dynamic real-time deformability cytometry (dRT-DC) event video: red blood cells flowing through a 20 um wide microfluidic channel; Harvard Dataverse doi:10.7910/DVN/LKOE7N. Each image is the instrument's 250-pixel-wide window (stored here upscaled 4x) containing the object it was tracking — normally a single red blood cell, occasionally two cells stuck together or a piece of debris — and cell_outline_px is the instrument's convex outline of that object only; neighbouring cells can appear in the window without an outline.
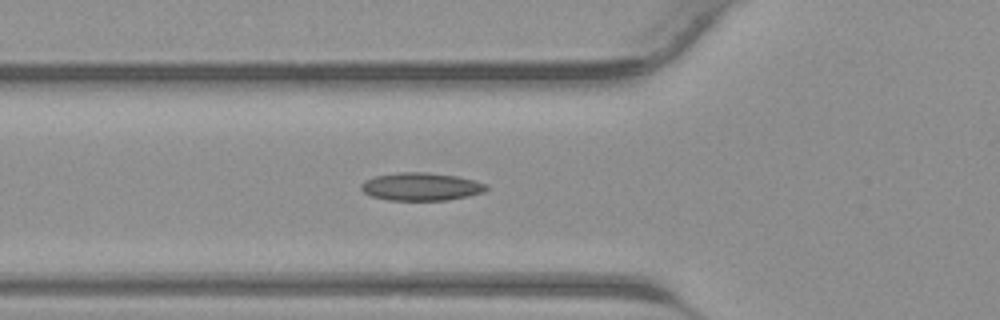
{"species": "common noctule bat (a hibernating species)", "species_latin": "Nyctalus noctula", "temperature_condition": "warm", "stored_images_in_passage": 38, "camera_frame_rate_fps": 3000, "um_per_image_px": 0.085, "animal": {"sex": "male", "body_mass_g": 23.1, "forearm_length_mm": 52.7}, "frame": {"image": 1, "passage_image": 15, "time_ms": 4.667, "image_size_px": [1000, 320], "cell_outline_px": [[488, 188], [484, 192], [468, 196], [448, 200], [388, 200], [372, 196], [364, 192], [360, 188], [360, 184], [364, 180], [376, 176], [396, 172], [424, 172], [456, 176], [488, 184]], "centroid_in_image_um": [35.78, 15.86], "position_along_channel_um": 90.0, "area_um2": 20.35}}
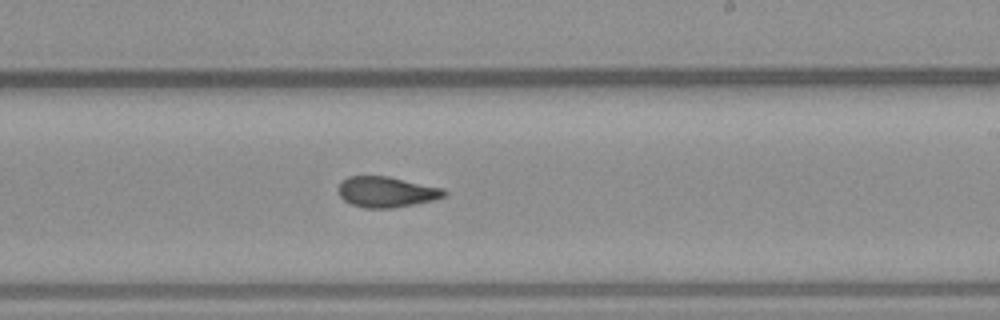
{"frame": {"image": 2, "passage_image": 25, "time_ms": 8.0, "image_size_px": [1000, 320], "cell_outline_px": [[448, 192], [444, 196], [432, 200], [392, 208], [364, 208], [352, 204], [344, 200], [340, 196], [336, 188], [340, 180], [348, 176], [388, 176], [444, 188]], "centroid_in_image_um": [32.8, 16.3], "position_along_channel_um": 256.2, "area_um2": 19.02}}
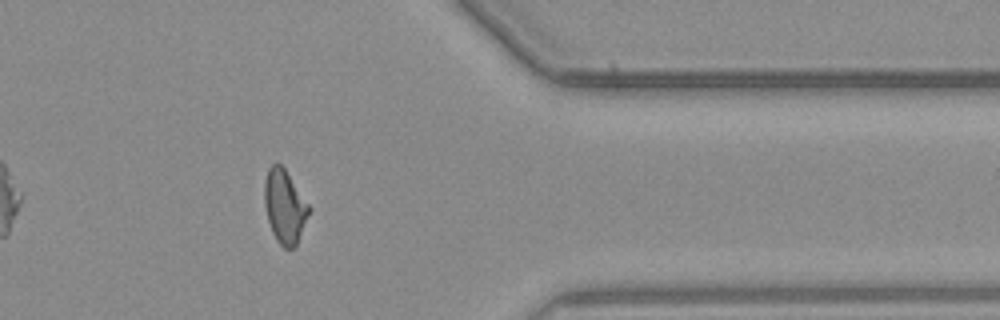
{"frame": {"image": 3, "passage_image": 34, "time_ms": 11.0, "image_size_px": [1000, 320], "cell_outline_px": [[312, 208], [296, 244], [292, 248], [284, 248], [276, 240], [272, 232], [268, 220], [264, 204], [264, 180], [268, 168], [272, 164], [280, 164], [284, 168]], "centroid_in_image_um": [24.19, 17.54], "position_along_channel_um": 387.2, "area_um2": 19.02}}